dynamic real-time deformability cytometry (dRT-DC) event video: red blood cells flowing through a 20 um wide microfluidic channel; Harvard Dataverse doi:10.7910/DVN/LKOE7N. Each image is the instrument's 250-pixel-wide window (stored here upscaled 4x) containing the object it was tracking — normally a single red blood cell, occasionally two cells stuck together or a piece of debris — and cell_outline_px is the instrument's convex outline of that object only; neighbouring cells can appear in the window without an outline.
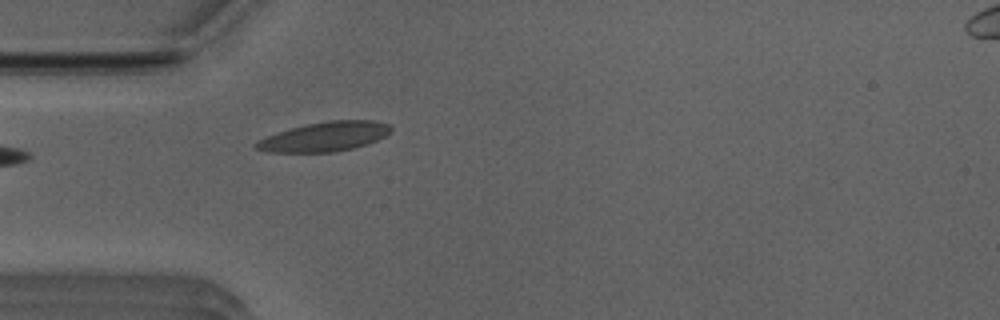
{"species": "Egyptian fruit bat (a non-hibernating species)", "species_latin": "Rousettus aegyptiacus", "temperature_condition": "room temperature", "stored_images_in_passage": 16, "camera_frame_rate_fps": 3000, "um_per_image_px": 0.085, "animal": {"sex": "male"}, "frame": {"image": 1, "passage_image": 1, "time_ms": 0.0, "image_size_px": [1000, 320], "cell_outline_px": [[392, 132], [368, 144], [352, 148], [332, 152], [268, 152], [256, 148], [252, 144], [276, 132], [308, 124], [332, 120], [372, 120], [388, 124], [392, 128]], "centroid_in_image_um": [27.61, 11.61], "position_along_channel_um": 57.4, "area_um2": 22.89}}
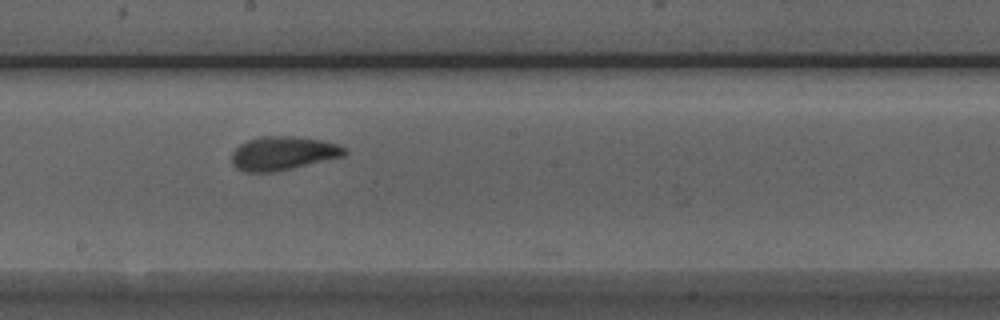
{"frame": {"image": 2, "passage_image": 14, "time_ms": 4.333, "image_size_px": [1000, 320], "cell_outline_px": [[348, 152], [344, 156], [272, 172], [244, 172], [236, 168], [232, 164], [232, 152], [240, 144], [248, 140], [260, 136], [292, 136], [320, 140], [340, 144]], "centroid_in_image_um": [24.03, 13.02], "position_along_channel_um": 224.2, "area_um2": 22.02}}